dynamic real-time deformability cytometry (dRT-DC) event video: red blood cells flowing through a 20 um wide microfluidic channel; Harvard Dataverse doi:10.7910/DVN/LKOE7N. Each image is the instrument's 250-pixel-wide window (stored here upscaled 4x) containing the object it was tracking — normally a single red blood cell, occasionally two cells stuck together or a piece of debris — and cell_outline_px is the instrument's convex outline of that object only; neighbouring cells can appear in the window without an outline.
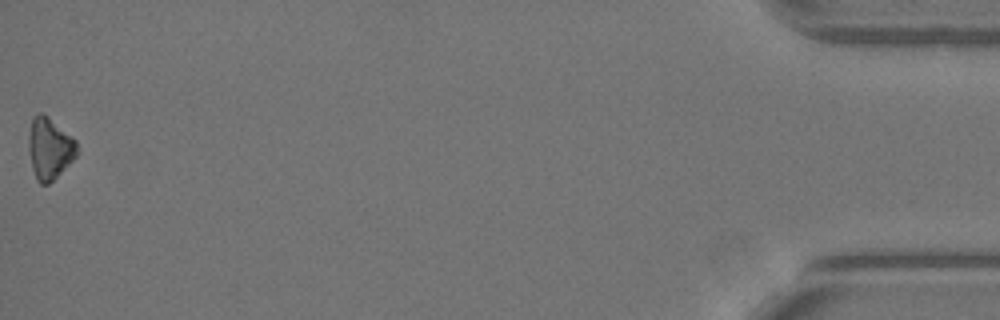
{"species": "Egyptian fruit bat (a non-hibernating species)", "species_latin": "Rousettus aegyptiacus", "temperature_condition": "warm", "stored_images_in_passage": 49, "segment_of_instrument_passage": [2, 2], "camera_frame_rate_fps": 3000, "um_per_image_px": 0.085, "animal": {"sex": "female"}, "frame": {"image": 1, "passage_image": 49, "time_ms": 16.0, "image_size_px": [1000, 320], "cell_outline_px": [[76, 156], [48, 184], [40, 184], [36, 180], [32, 168], [28, 148], [28, 136], [32, 120], [40, 112], [44, 112], [72, 136], [76, 140]], "centroid_in_image_um": [4.19, 12.59], "position_along_channel_um": 431.0, "area_um2": 17.17}}